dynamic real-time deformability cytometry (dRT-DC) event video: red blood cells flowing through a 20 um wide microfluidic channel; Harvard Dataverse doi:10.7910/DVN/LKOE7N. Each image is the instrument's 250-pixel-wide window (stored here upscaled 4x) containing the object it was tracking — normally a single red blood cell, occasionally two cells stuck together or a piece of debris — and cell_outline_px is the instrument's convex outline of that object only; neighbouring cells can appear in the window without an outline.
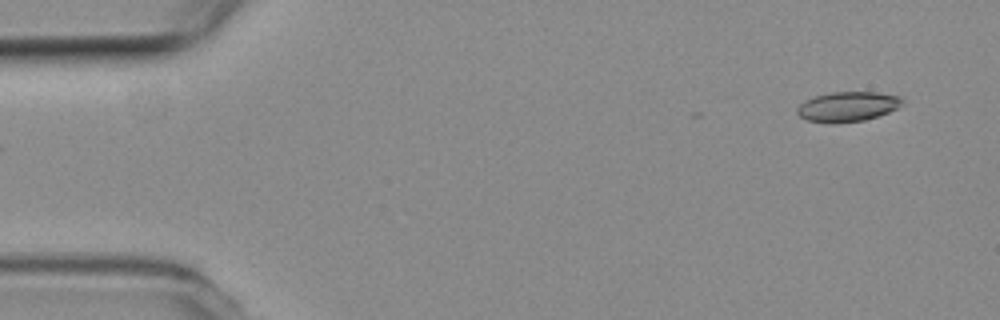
{"species": "common noctule bat (a hibernating species)", "species_latin": "Nyctalus noctula", "temperature_condition": "room temperature", "stored_images_in_passage": 33, "camera_frame_rate_fps": 3000, "um_per_image_px": 0.085, "animal": {"sex": "female", "body_mass_g": 19.3, "forearm_length_mm": 54.1}, "frame": {"image": 1, "passage_image": 1, "time_ms": 0.0, "image_size_px": [1000, 320], "cell_outline_px": [[904, 104], [888, 112], [864, 120], [836, 124], [832, 124], [808, 120], [800, 116], [796, 112], [796, 108], [804, 100], [828, 92], [876, 92], [900, 96], [904, 100]], "centroid_in_image_um": [72.04, 9.06], "position_along_channel_um": 13.0, "area_um2": 18.44}}
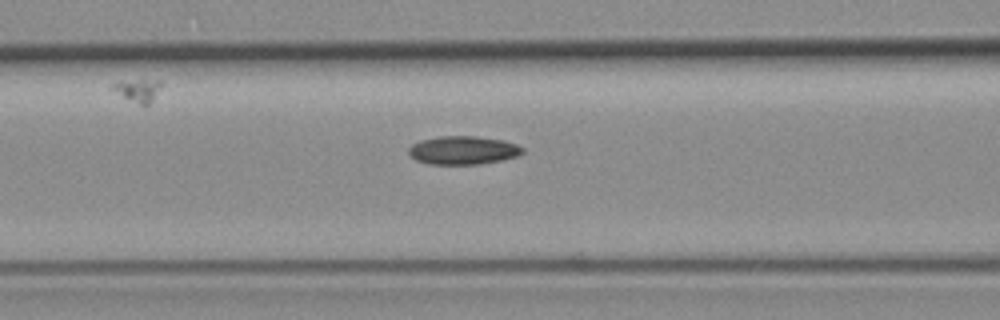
{"frame": {"image": 2, "passage_image": 19, "time_ms": 6.0, "image_size_px": [1000, 320], "cell_outline_px": [[524, 152], [516, 156], [500, 160], [480, 164], [428, 164], [416, 160], [408, 152], [408, 148], [412, 144], [420, 140], [440, 136], [476, 136], [504, 140], [516, 144], [524, 148]], "centroid_in_image_um": [39.35, 12.76], "position_along_channel_um": 127.2, "area_um2": 18.84}}
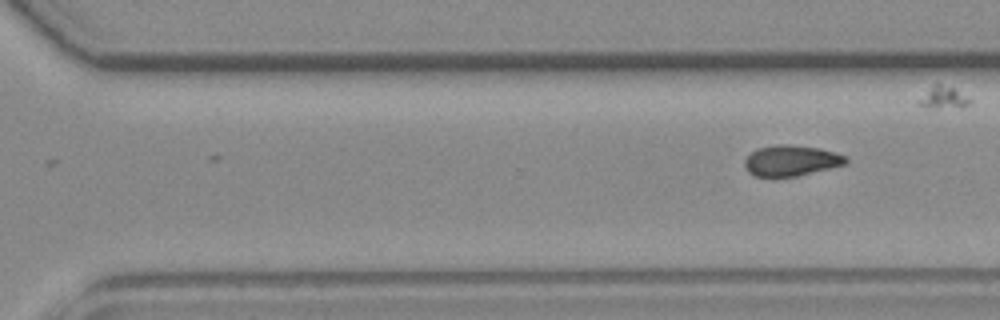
{"frame": {"image": 3, "passage_image": 33, "time_ms": 10.667, "image_size_px": [1000, 320], "cell_outline_px": [[848, 160], [844, 164], [796, 176], [756, 176], [748, 172], [744, 164], [744, 160], [756, 148], [776, 144], [788, 144], [820, 148], [848, 156]], "centroid_in_image_um": [67.23, 13.63], "position_along_channel_um": 303.4, "area_um2": 17.98}}